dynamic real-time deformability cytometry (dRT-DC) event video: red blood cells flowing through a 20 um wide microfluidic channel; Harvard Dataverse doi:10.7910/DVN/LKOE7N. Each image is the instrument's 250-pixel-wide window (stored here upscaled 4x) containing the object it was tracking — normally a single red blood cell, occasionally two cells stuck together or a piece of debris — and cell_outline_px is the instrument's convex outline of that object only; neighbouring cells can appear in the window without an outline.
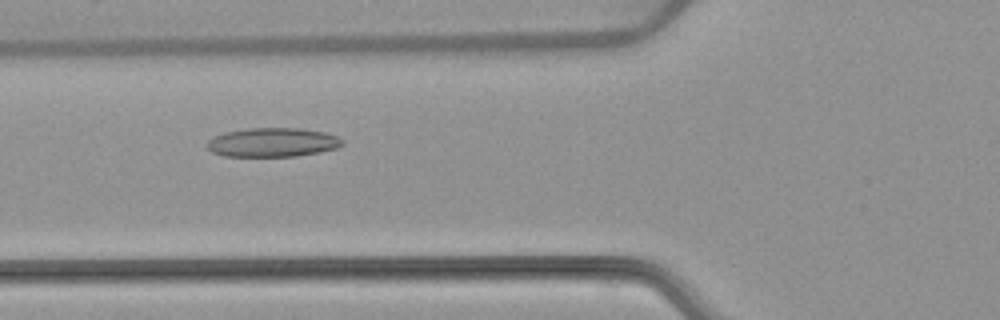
{"species": "common noctule bat (a hibernating species)", "species_latin": "Nyctalus noctula", "temperature_condition": "warm", "stored_images_in_passage": 41, "camera_frame_rate_fps": 3000, "um_per_image_px": 0.085, "animal": {"sex": "female", "body_mass_g": 22.7, "forearm_length_mm": 54.2}, "frame": {"image": 1, "passage_image": 8, "time_ms": 2.333, "image_size_px": [1000, 320], "cell_outline_px": [[344, 144], [336, 148], [320, 152], [296, 156], [224, 156], [212, 152], [204, 144], [208, 140], [216, 136], [228, 132], [248, 128], [300, 128], [324, 132], [336, 136], [344, 140]], "centroid_in_image_um": [23.18, 12.1], "position_along_channel_um": 102.6, "area_um2": 22.83}}
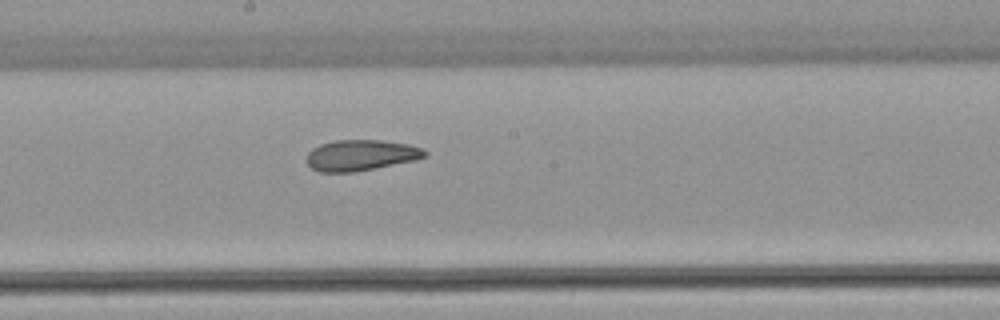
{"frame": {"image": 2, "passage_image": 17, "time_ms": 5.333, "image_size_px": [1000, 320], "cell_outline_px": [[428, 156], [416, 160], [356, 172], [320, 172], [312, 168], [308, 164], [308, 152], [312, 148], [320, 144], [336, 140], [380, 140], [408, 144], [424, 148], [428, 152]], "centroid_in_image_um": [30.72, 13.19], "position_along_channel_um": 217.5, "area_um2": 21.39}}
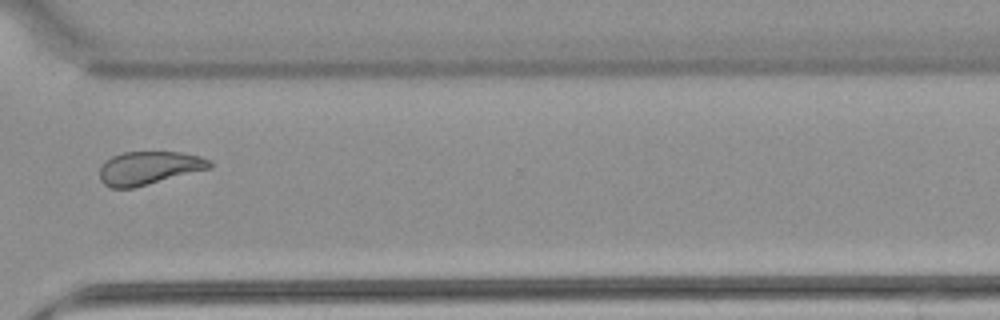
{"frame": {"image": 3, "passage_image": 28, "time_ms": 9.0, "image_size_px": [1000, 320], "cell_outline_px": [[212, 168], [132, 188], [112, 188], [104, 184], [100, 180], [100, 168], [112, 156], [124, 152], [180, 152], [200, 156], [212, 160]], "centroid_in_image_um": [12.7, 14.27], "position_along_channel_um": 357.9, "area_um2": 21.21}, "authors_computed_cell_mechanics": {"area_um2": 22.542, "velocity_mm_per_s": 3.825, "shape_relaxation_time_tau1_ms": null, "shape_relaxation_time_tau2_ms": 3.1274, "deformation_change_tau1": null, "deformation_change_tau2": 0.1088}}